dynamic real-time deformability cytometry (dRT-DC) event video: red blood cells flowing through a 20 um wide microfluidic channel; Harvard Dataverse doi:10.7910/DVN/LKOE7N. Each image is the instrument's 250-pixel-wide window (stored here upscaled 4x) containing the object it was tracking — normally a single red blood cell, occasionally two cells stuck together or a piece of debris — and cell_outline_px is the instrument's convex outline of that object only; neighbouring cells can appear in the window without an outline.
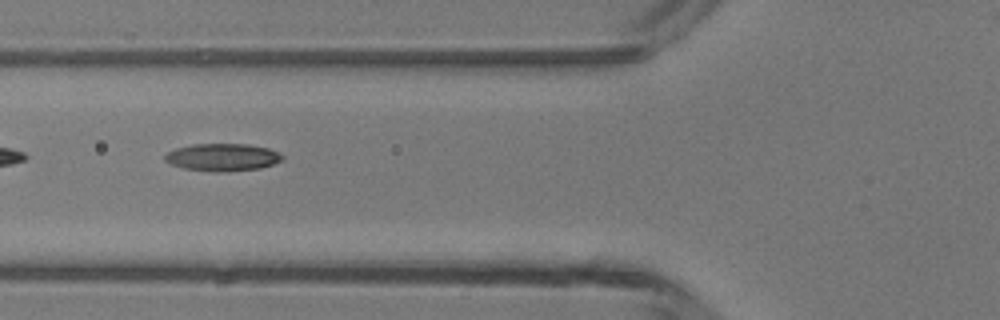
{"species": "common noctule bat (a hibernating species)", "species_latin": "Nyctalus noctula", "temperature_condition": "room temperature", "stored_images_in_passage": 6, "camera_frame_rate_fps": 3000, "um_per_image_px": 0.085, "animal": {"sex": "male", "body_mass_g": 13.3}, "frame": {"image": 1, "passage_image": 5, "time_ms": 5.667, "image_size_px": [1000, 320], "cell_outline_px": [[284, 160], [260, 168], [228, 172], [216, 172], [184, 168], [172, 164], [164, 160], [164, 156], [168, 152], [176, 148], [192, 144], [248, 144], [268, 148], [284, 156]], "centroid_in_image_um": [18.92, 13.37], "position_along_channel_um": 106.9, "area_um2": 18.79}}
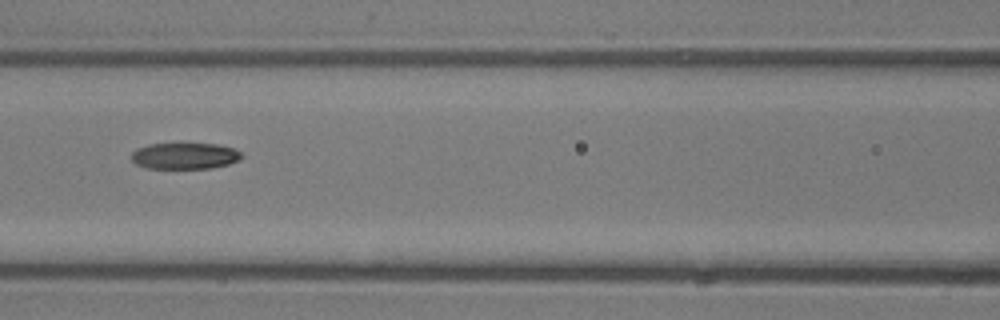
{"frame": {"image": 2, "passage_image": 6, "time_ms": 6.667, "image_size_px": [1000, 320], "cell_outline_px": [[244, 156], [240, 160], [228, 164], [212, 168], [148, 168], [136, 164], [132, 160], [132, 152], [136, 148], [148, 144], [216, 144], [232, 148], [240, 152]], "centroid_in_image_um": [15.71, 13.25], "position_along_channel_um": 150.9, "area_um2": 16.82}}